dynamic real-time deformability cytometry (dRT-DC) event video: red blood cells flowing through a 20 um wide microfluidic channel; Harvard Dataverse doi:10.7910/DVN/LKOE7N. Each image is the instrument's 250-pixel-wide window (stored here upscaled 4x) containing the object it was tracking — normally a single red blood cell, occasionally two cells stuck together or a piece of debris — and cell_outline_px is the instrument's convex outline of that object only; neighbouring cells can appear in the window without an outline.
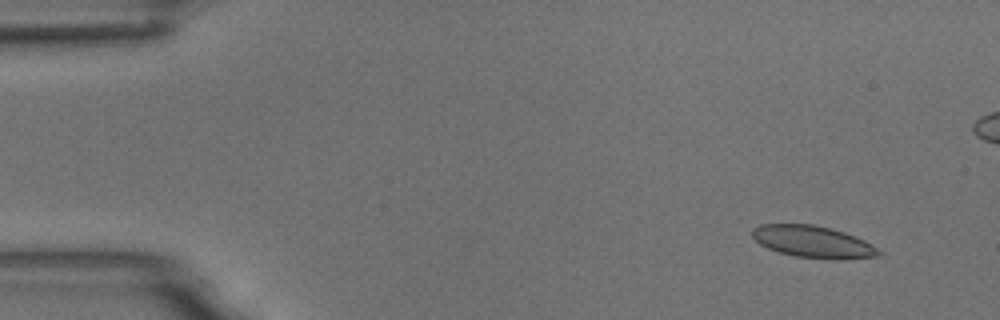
{"species": "common noctule bat (a hibernating species)", "species_latin": "Nyctalus noctula", "temperature_condition": "room temperature", "stored_images_in_passage": 53, "camera_frame_rate_fps": 3000, "um_per_image_px": 0.085, "animal": {"sex": "male", "body_mass_g": 18.8}, "frame": {"image": 1, "passage_image": 1, "time_ms": 0.0, "image_size_px": [1000, 320], "cell_outline_px": [[884, 252], [880, 256], [844, 260], [836, 260], [796, 256], [780, 252], [768, 248], [760, 244], [752, 236], [752, 228], [760, 224], [812, 224], [832, 228], [844, 232], [864, 240], [872, 244]], "centroid_in_image_um": [69.16, 20.56], "position_along_channel_um": 15.8, "area_um2": 23.76}}
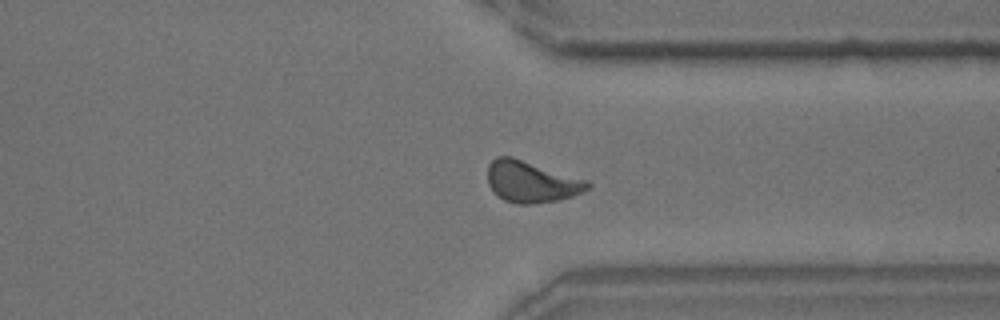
{"frame": {"image": 2, "passage_image": 39, "time_ms": 12.667, "image_size_px": [1000, 320], "cell_outline_px": [[592, 184], [588, 188], [572, 196], [560, 200], [532, 204], [520, 204], [504, 200], [492, 192], [488, 184], [488, 164], [496, 156], [512, 156], [588, 180]], "centroid_in_image_um": [45.14, 15.44], "position_along_channel_um": 366.3, "area_um2": 24.28}}
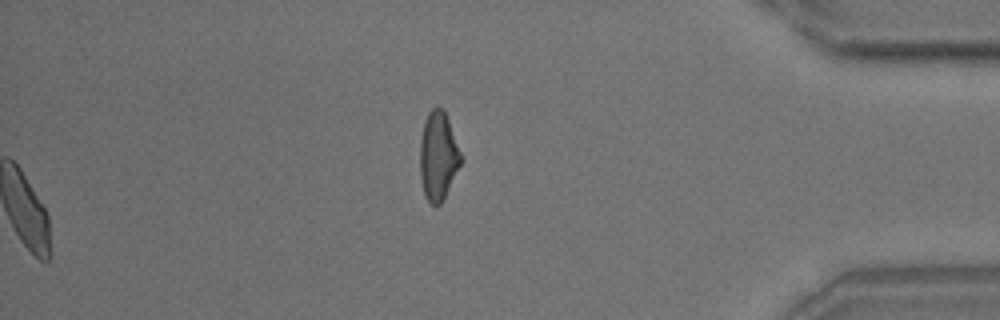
{"frame": {"image": 3, "passage_image": 53, "time_ms": 17.333, "image_size_px": [1000, 320], "cell_outline_px": [[464, 160], [444, 200], [440, 204], [432, 204], [424, 196], [420, 176], [420, 140], [424, 120], [428, 112], [436, 104], [444, 108]], "centroid_in_image_um": [37.26, 13.24], "position_along_channel_um": 397.9, "area_um2": 21.73}, "authors_computed_cell_mechanics": {"area_um2": 23.2356, "velocity_mm_per_s": 3.6022, "shape_relaxation_time_tau1_ms": 5.4613, "shape_relaxation_time_tau2_ms": 1.2606, "deformation_change_tau1": 0.1129, "deformation_change_tau2": 0.0558}}